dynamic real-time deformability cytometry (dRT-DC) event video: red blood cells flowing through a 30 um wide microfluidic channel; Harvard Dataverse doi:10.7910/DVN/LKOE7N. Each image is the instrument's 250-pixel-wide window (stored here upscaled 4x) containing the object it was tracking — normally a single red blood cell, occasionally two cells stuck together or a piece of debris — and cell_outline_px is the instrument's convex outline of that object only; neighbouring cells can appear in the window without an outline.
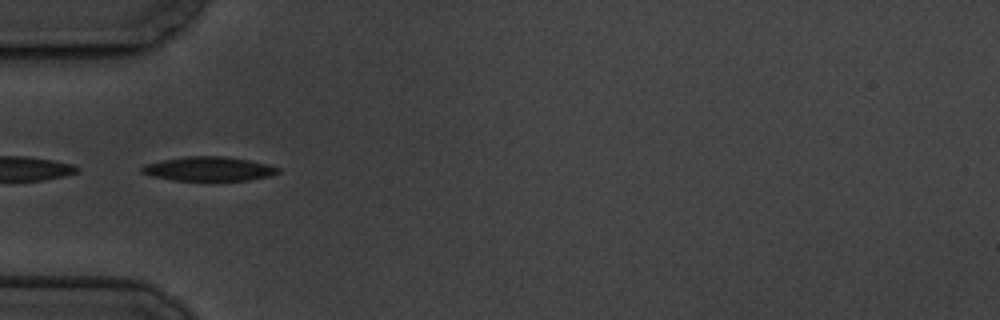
{"species": "common noctule bat (a hibernating species)", "species_latin": "Nyctalus noctula", "temperature_condition": "cold", "stored_images_in_passage": 8, "camera_frame_rate_fps": 3000, "um_per_image_px": 0.085, "animal": {"sex": "male", "body_mass_g": 19.5, "forearm_length_mm": 54.6}, "frame": {"image": 1, "passage_image": 6, "time_ms": 5.667, "image_size_px": [1000, 320], "cell_outline_px": [[280, 172], [272, 176], [248, 180], [172, 180], [152, 176], [140, 172], [140, 168], [144, 164], [164, 160], [188, 156], [224, 156], [248, 160], [268, 164], [280, 168]], "centroid_in_image_um": [17.76, 14.35], "position_along_channel_um": 67.2, "area_um2": 19.19}}